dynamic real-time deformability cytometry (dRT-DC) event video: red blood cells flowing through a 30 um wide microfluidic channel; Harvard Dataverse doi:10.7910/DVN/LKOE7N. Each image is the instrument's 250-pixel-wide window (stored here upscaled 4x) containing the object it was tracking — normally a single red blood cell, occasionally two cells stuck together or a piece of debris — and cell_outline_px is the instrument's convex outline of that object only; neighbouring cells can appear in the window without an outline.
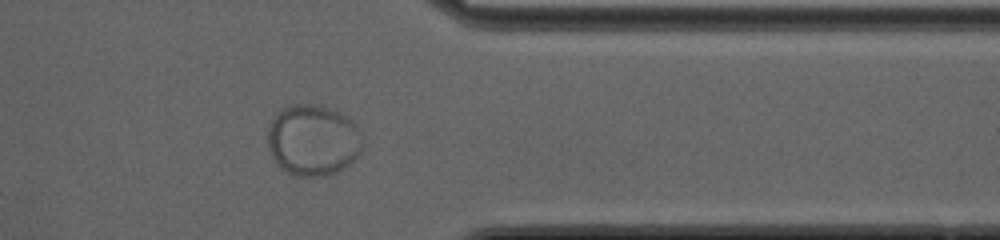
{"species": "common noctule bat (a hibernating species)", "species_latin": "Nyctalus noctula", "temperature_condition": "cold", "stored_images_in_passage": 51, "camera_frame_rate_fps": 3000, "um_per_image_px": 0.085, "animal": {"sex": "female", "body_mass_g": 20.0, "forearm_length_mm": 54.0}, "frame": {"image": 1, "passage_image": 42, "time_ms": 13.667, "image_size_px": [1000, 240], "cell_outline_px": [[360, 152], [344, 168], [336, 172], [324, 176], [296, 176], [280, 168], [272, 156], [268, 148], [268, 128], [272, 120], [284, 108], [292, 104], [320, 104], [340, 112], [348, 116], [356, 124], [360, 132]], "centroid_in_image_um": [26.6, 11.9], "position_along_channel_um": 384.8, "area_um2": 39.19}}